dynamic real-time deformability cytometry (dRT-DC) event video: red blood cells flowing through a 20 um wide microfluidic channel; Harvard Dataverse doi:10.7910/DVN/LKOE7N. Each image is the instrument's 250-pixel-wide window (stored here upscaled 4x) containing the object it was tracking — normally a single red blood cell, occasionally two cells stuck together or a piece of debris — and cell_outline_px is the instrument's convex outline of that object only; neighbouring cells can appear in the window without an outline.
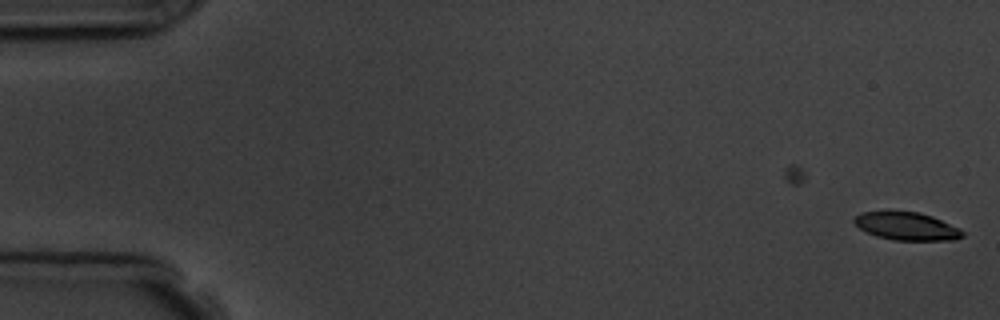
{"species": "common noctule bat (a hibernating species)", "species_latin": "Nyctalus noctula", "temperature_condition": "room temperature", "stored_images_in_passage": 2, "camera_frame_rate_fps": 3000, "um_per_image_px": 0.085, "animal": {"sex": "male", "body_mass_g": 19.5, "forearm_length_mm": 54.6}, "frame": {"image": 1, "passage_image": 2, "time_ms": 1.333, "image_size_px": [1000, 320], "cell_outline_px": [[964, 236], [956, 240], [892, 240], [876, 236], [860, 228], [852, 220], [860, 212], [888, 208], [920, 212], [932, 216], [960, 228], [964, 232]], "centroid_in_image_um": [77.03, 19.17], "position_along_channel_um": 8.0, "area_um2": 18.38}}